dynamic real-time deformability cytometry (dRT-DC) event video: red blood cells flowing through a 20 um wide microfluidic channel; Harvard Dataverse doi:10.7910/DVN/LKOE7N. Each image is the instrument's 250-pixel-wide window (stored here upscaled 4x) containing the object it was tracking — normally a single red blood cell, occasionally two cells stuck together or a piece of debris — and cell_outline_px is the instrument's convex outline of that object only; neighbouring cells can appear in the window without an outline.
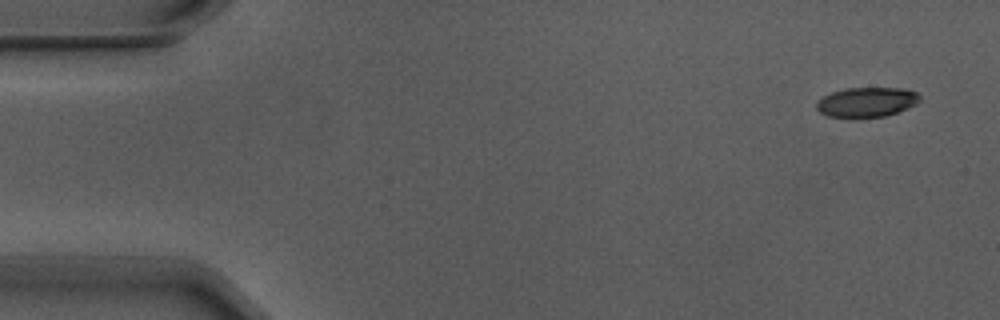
{"species": "Egyptian fruit bat (a non-hibernating species)", "species_latin": "Rousettus aegyptiacus", "temperature_condition": "warm", "stored_images_in_passage": 4, "camera_frame_rate_fps": 3000, "um_per_image_px": 0.085, "animal": {"sex": "male"}, "frame": {"image": 1, "passage_image": 1, "time_ms": 0.0, "image_size_px": [1000, 320], "cell_outline_px": [[920, 100], [916, 104], [896, 112], [884, 116], [828, 116], [820, 112], [816, 108], [816, 100], [832, 92], [844, 88], [904, 88], [916, 92], [920, 96]], "centroid_in_image_um": [73.66, 8.65], "position_along_channel_um": 11.3, "area_um2": 17.57}}